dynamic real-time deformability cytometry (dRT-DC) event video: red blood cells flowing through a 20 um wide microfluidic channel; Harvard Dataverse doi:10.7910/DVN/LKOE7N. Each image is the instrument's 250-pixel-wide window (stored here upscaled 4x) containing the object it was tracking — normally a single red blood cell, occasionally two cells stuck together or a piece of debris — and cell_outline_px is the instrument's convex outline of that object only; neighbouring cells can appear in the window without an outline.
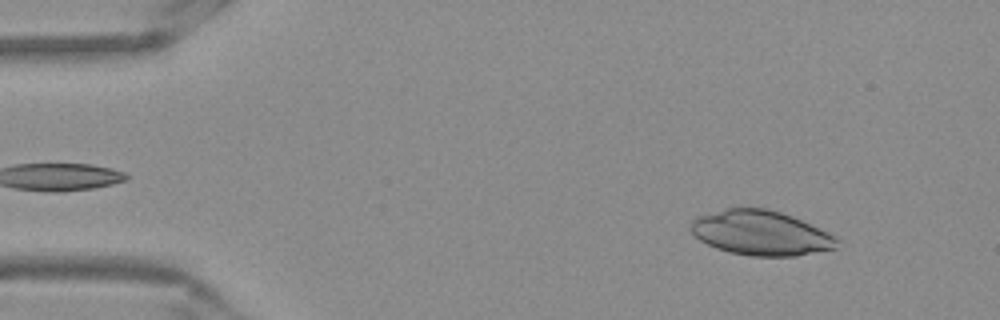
{"species": "Egyptian fruit bat (a non-hibernating species)", "species_latin": "Rousettus aegyptiacus", "temperature_condition": "warm", "stored_images_in_passage": 51, "camera_frame_rate_fps": 3000, "um_per_image_px": 0.085, "frame": {"image": 1, "passage_image": 5, "time_ms": 1.333, "image_size_px": [1000, 320], "cell_outline_px": [[836, 248], [796, 256], [752, 256], [728, 252], [716, 248], [700, 240], [692, 232], [692, 220], [700, 216], [728, 208], [764, 208], [780, 212], [792, 216], [832, 236], [836, 240]], "centroid_in_image_um": [64.62, 19.81], "position_along_channel_um": 20.4, "area_um2": 37.17}}